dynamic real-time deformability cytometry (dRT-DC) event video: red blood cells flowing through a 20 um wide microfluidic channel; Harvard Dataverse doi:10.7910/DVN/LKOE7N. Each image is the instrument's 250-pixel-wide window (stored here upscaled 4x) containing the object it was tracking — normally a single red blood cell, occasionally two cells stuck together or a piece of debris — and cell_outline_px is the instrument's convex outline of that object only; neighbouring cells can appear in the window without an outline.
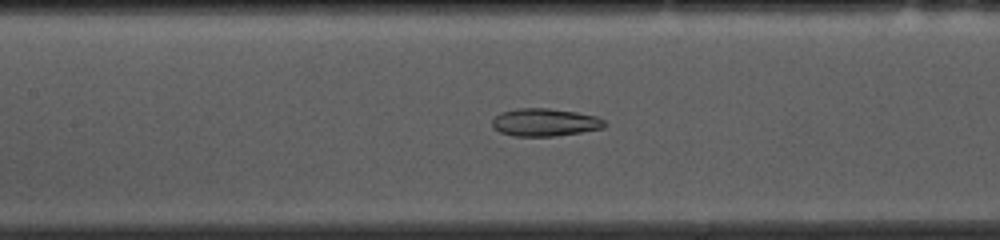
{"species": "common noctule bat (a hibernating species)", "species_latin": "Nyctalus noctula", "temperature_condition": "cold", "stored_images_in_passage": 51, "camera_frame_rate_fps": 3000, "um_per_image_px": 0.085, "animal": {"sex": "female", "body_mass_g": 10.0, "forearm_length_mm": 53.1}, "frame": {"image": 1, "passage_image": 21, "time_ms": 6.667, "image_size_px": [1000, 240], "cell_outline_px": [[608, 124], [604, 128], [556, 136], [512, 136], [500, 132], [492, 128], [492, 120], [500, 112], [516, 108], [548, 108], [576, 112], [596, 116], [604, 120]], "centroid_in_image_um": [46.3, 10.4], "position_along_channel_um": 161.1, "area_um2": 18.32}}
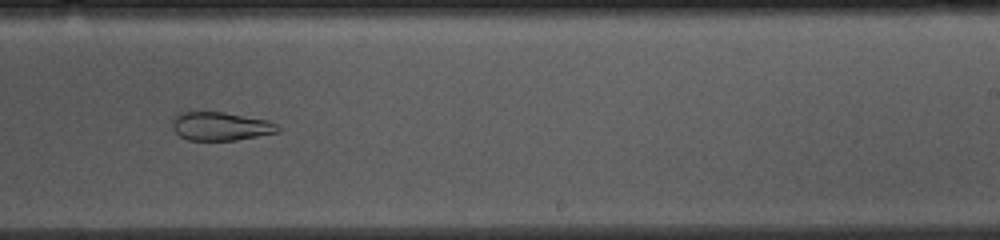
{"frame": {"image": 2, "passage_image": 30, "time_ms": 9.667, "image_size_px": [1000, 240], "cell_outline_px": [[280, 132], [236, 140], [188, 140], [180, 136], [172, 128], [172, 116], [180, 112], [192, 108], [224, 112], [268, 120], [276, 124], [280, 128]], "centroid_in_image_um": [18.67, 10.68], "position_along_channel_um": 270.3, "area_um2": 18.26}}
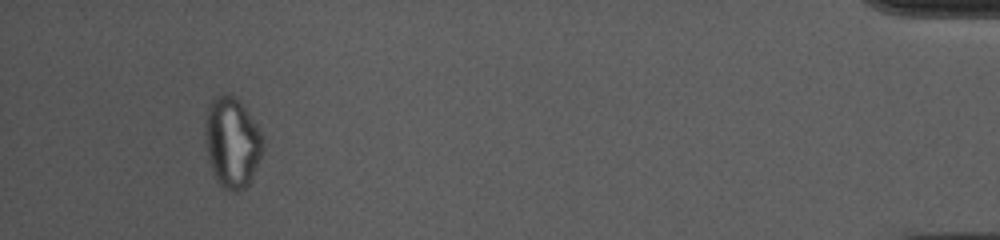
{"frame": {"image": 3, "passage_image": 48, "time_ms": 15.667, "image_size_px": [1000, 240], "cell_outline_px": [[264, 140], [260, 156], [252, 180], [240, 192], [236, 192], [224, 188], [216, 180], [208, 160], [204, 132], [208, 108], [212, 100], [216, 96], [224, 92], [228, 92], [236, 96], [240, 100], [256, 124]], "centroid_in_image_um": [19.72, 12.09], "position_along_channel_um": 415.5, "area_um2": 30.58}, "authors_computed_cell_mechanics": {"area_um2": 22.6576, "velocity_mm_per_s": 3.6544, "shape_relaxation_time_tau1_ms": null, "shape_relaxation_time_tau2_ms": 1.3785, "deformation_change_tau1": null, "deformation_change_tau2": 0.0781}}